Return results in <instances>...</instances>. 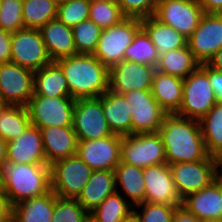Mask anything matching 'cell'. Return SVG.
Listing matches in <instances>:
<instances>
[{
	"instance_id": "ffe728a7",
	"label": "cell",
	"mask_w": 222,
	"mask_h": 222,
	"mask_svg": "<svg viewBox=\"0 0 222 222\" xmlns=\"http://www.w3.org/2000/svg\"><path fill=\"white\" fill-rule=\"evenodd\" d=\"M182 204L201 221L222 220V180L218 177L209 186L188 195Z\"/></svg>"
},
{
	"instance_id": "2e32d148",
	"label": "cell",
	"mask_w": 222,
	"mask_h": 222,
	"mask_svg": "<svg viewBox=\"0 0 222 222\" xmlns=\"http://www.w3.org/2000/svg\"><path fill=\"white\" fill-rule=\"evenodd\" d=\"M121 137H107L78 141L76 155L92 170H114L120 163Z\"/></svg>"
},
{
	"instance_id": "44dd1931",
	"label": "cell",
	"mask_w": 222,
	"mask_h": 222,
	"mask_svg": "<svg viewBox=\"0 0 222 222\" xmlns=\"http://www.w3.org/2000/svg\"><path fill=\"white\" fill-rule=\"evenodd\" d=\"M47 165L76 155L78 139L72 126L41 128Z\"/></svg>"
},
{
	"instance_id": "b9f144b4",
	"label": "cell",
	"mask_w": 222,
	"mask_h": 222,
	"mask_svg": "<svg viewBox=\"0 0 222 222\" xmlns=\"http://www.w3.org/2000/svg\"><path fill=\"white\" fill-rule=\"evenodd\" d=\"M159 0H116L126 17L145 18L154 16Z\"/></svg>"
},
{
	"instance_id": "6f0895ef",
	"label": "cell",
	"mask_w": 222,
	"mask_h": 222,
	"mask_svg": "<svg viewBox=\"0 0 222 222\" xmlns=\"http://www.w3.org/2000/svg\"><path fill=\"white\" fill-rule=\"evenodd\" d=\"M216 158H222V152Z\"/></svg>"
},
{
	"instance_id": "52a82bcc",
	"label": "cell",
	"mask_w": 222,
	"mask_h": 222,
	"mask_svg": "<svg viewBox=\"0 0 222 222\" xmlns=\"http://www.w3.org/2000/svg\"><path fill=\"white\" fill-rule=\"evenodd\" d=\"M120 162L143 169L167 163L160 134L138 133L121 137Z\"/></svg>"
},
{
	"instance_id": "f1b7e54d",
	"label": "cell",
	"mask_w": 222,
	"mask_h": 222,
	"mask_svg": "<svg viewBox=\"0 0 222 222\" xmlns=\"http://www.w3.org/2000/svg\"><path fill=\"white\" fill-rule=\"evenodd\" d=\"M141 27L156 46L157 54L187 46V38L177 30L161 23L154 16L141 18Z\"/></svg>"
},
{
	"instance_id": "680465c9",
	"label": "cell",
	"mask_w": 222,
	"mask_h": 222,
	"mask_svg": "<svg viewBox=\"0 0 222 222\" xmlns=\"http://www.w3.org/2000/svg\"><path fill=\"white\" fill-rule=\"evenodd\" d=\"M3 105V102L1 101V99H0V107Z\"/></svg>"
},
{
	"instance_id": "7bdbcfd3",
	"label": "cell",
	"mask_w": 222,
	"mask_h": 222,
	"mask_svg": "<svg viewBox=\"0 0 222 222\" xmlns=\"http://www.w3.org/2000/svg\"><path fill=\"white\" fill-rule=\"evenodd\" d=\"M12 33L0 29V64L11 61Z\"/></svg>"
},
{
	"instance_id": "836d02e7",
	"label": "cell",
	"mask_w": 222,
	"mask_h": 222,
	"mask_svg": "<svg viewBox=\"0 0 222 222\" xmlns=\"http://www.w3.org/2000/svg\"><path fill=\"white\" fill-rule=\"evenodd\" d=\"M121 190L109 195L89 216L94 222H121L131 212L133 206L121 196Z\"/></svg>"
},
{
	"instance_id": "7402d4cb",
	"label": "cell",
	"mask_w": 222,
	"mask_h": 222,
	"mask_svg": "<svg viewBox=\"0 0 222 222\" xmlns=\"http://www.w3.org/2000/svg\"><path fill=\"white\" fill-rule=\"evenodd\" d=\"M39 31L52 61L77 54L72 27L56 18L43 25Z\"/></svg>"
},
{
	"instance_id": "e575fe53",
	"label": "cell",
	"mask_w": 222,
	"mask_h": 222,
	"mask_svg": "<svg viewBox=\"0 0 222 222\" xmlns=\"http://www.w3.org/2000/svg\"><path fill=\"white\" fill-rule=\"evenodd\" d=\"M124 60L157 67L159 55L156 46L142 27L136 32L132 43L125 49Z\"/></svg>"
},
{
	"instance_id": "c3c4849f",
	"label": "cell",
	"mask_w": 222,
	"mask_h": 222,
	"mask_svg": "<svg viewBox=\"0 0 222 222\" xmlns=\"http://www.w3.org/2000/svg\"><path fill=\"white\" fill-rule=\"evenodd\" d=\"M209 67L222 72V48L218 50L206 63Z\"/></svg>"
},
{
	"instance_id": "9f6ffc18",
	"label": "cell",
	"mask_w": 222,
	"mask_h": 222,
	"mask_svg": "<svg viewBox=\"0 0 222 222\" xmlns=\"http://www.w3.org/2000/svg\"><path fill=\"white\" fill-rule=\"evenodd\" d=\"M57 4L63 2L64 0H54Z\"/></svg>"
},
{
	"instance_id": "bcb514c9",
	"label": "cell",
	"mask_w": 222,
	"mask_h": 222,
	"mask_svg": "<svg viewBox=\"0 0 222 222\" xmlns=\"http://www.w3.org/2000/svg\"><path fill=\"white\" fill-rule=\"evenodd\" d=\"M0 222H12V205L5 194H0Z\"/></svg>"
},
{
	"instance_id": "8fae6325",
	"label": "cell",
	"mask_w": 222,
	"mask_h": 222,
	"mask_svg": "<svg viewBox=\"0 0 222 222\" xmlns=\"http://www.w3.org/2000/svg\"><path fill=\"white\" fill-rule=\"evenodd\" d=\"M11 62L33 72L52 62L39 29L24 28L12 33Z\"/></svg>"
},
{
	"instance_id": "d6a6232c",
	"label": "cell",
	"mask_w": 222,
	"mask_h": 222,
	"mask_svg": "<svg viewBox=\"0 0 222 222\" xmlns=\"http://www.w3.org/2000/svg\"><path fill=\"white\" fill-rule=\"evenodd\" d=\"M57 5L54 0H23L24 28L40 29L49 21L56 19Z\"/></svg>"
},
{
	"instance_id": "7a4b0ae2",
	"label": "cell",
	"mask_w": 222,
	"mask_h": 222,
	"mask_svg": "<svg viewBox=\"0 0 222 222\" xmlns=\"http://www.w3.org/2000/svg\"><path fill=\"white\" fill-rule=\"evenodd\" d=\"M56 62L63 70L73 99L100 97L109 90V68L94 55L77 53Z\"/></svg>"
},
{
	"instance_id": "5bb4252c",
	"label": "cell",
	"mask_w": 222,
	"mask_h": 222,
	"mask_svg": "<svg viewBox=\"0 0 222 222\" xmlns=\"http://www.w3.org/2000/svg\"><path fill=\"white\" fill-rule=\"evenodd\" d=\"M34 72L13 62L0 64V99L3 104L26 106L34 94Z\"/></svg>"
},
{
	"instance_id": "e0dca14e",
	"label": "cell",
	"mask_w": 222,
	"mask_h": 222,
	"mask_svg": "<svg viewBox=\"0 0 222 222\" xmlns=\"http://www.w3.org/2000/svg\"><path fill=\"white\" fill-rule=\"evenodd\" d=\"M156 68L123 60L109 68V90L123 94L133 90H151Z\"/></svg>"
},
{
	"instance_id": "83f0119b",
	"label": "cell",
	"mask_w": 222,
	"mask_h": 222,
	"mask_svg": "<svg viewBox=\"0 0 222 222\" xmlns=\"http://www.w3.org/2000/svg\"><path fill=\"white\" fill-rule=\"evenodd\" d=\"M143 168L120 162L114 169L116 188H122V194L132 206L145 202V182ZM118 186V187H117ZM130 199V200H129Z\"/></svg>"
},
{
	"instance_id": "8d00e7d4",
	"label": "cell",
	"mask_w": 222,
	"mask_h": 222,
	"mask_svg": "<svg viewBox=\"0 0 222 222\" xmlns=\"http://www.w3.org/2000/svg\"><path fill=\"white\" fill-rule=\"evenodd\" d=\"M72 31L77 53L93 55L102 29L88 19L72 27Z\"/></svg>"
},
{
	"instance_id": "f35d334b",
	"label": "cell",
	"mask_w": 222,
	"mask_h": 222,
	"mask_svg": "<svg viewBox=\"0 0 222 222\" xmlns=\"http://www.w3.org/2000/svg\"><path fill=\"white\" fill-rule=\"evenodd\" d=\"M89 213L77 202L76 198L57 196L54 203L52 222H85Z\"/></svg>"
},
{
	"instance_id": "74e56055",
	"label": "cell",
	"mask_w": 222,
	"mask_h": 222,
	"mask_svg": "<svg viewBox=\"0 0 222 222\" xmlns=\"http://www.w3.org/2000/svg\"><path fill=\"white\" fill-rule=\"evenodd\" d=\"M91 0H64L57 5V19L65 25L74 27L89 19Z\"/></svg>"
},
{
	"instance_id": "ee69618b",
	"label": "cell",
	"mask_w": 222,
	"mask_h": 222,
	"mask_svg": "<svg viewBox=\"0 0 222 222\" xmlns=\"http://www.w3.org/2000/svg\"><path fill=\"white\" fill-rule=\"evenodd\" d=\"M208 78L217 102L222 103V72L208 66Z\"/></svg>"
},
{
	"instance_id": "ac0fdd59",
	"label": "cell",
	"mask_w": 222,
	"mask_h": 222,
	"mask_svg": "<svg viewBox=\"0 0 222 222\" xmlns=\"http://www.w3.org/2000/svg\"><path fill=\"white\" fill-rule=\"evenodd\" d=\"M145 202L178 206L182 200L177 193L167 163L144 168Z\"/></svg>"
},
{
	"instance_id": "11a10c76",
	"label": "cell",
	"mask_w": 222,
	"mask_h": 222,
	"mask_svg": "<svg viewBox=\"0 0 222 222\" xmlns=\"http://www.w3.org/2000/svg\"><path fill=\"white\" fill-rule=\"evenodd\" d=\"M85 222H94L93 219L89 216Z\"/></svg>"
},
{
	"instance_id": "816d5d0a",
	"label": "cell",
	"mask_w": 222,
	"mask_h": 222,
	"mask_svg": "<svg viewBox=\"0 0 222 222\" xmlns=\"http://www.w3.org/2000/svg\"><path fill=\"white\" fill-rule=\"evenodd\" d=\"M0 194H5L4 181H3V176H2L1 167H0Z\"/></svg>"
},
{
	"instance_id": "30bf717a",
	"label": "cell",
	"mask_w": 222,
	"mask_h": 222,
	"mask_svg": "<svg viewBox=\"0 0 222 222\" xmlns=\"http://www.w3.org/2000/svg\"><path fill=\"white\" fill-rule=\"evenodd\" d=\"M72 127L78 141L94 140L113 134L104 116L102 96L76 100Z\"/></svg>"
},
{
	"instance_id": "7dc6e473",
	"label": "cell",
	"mask_w": 222,
	"mask_h": 222,
	"mask_svg": "<svg viewBox=\"0 0 222 222\" xmlns=\"http://www.w3.org/2000/svg\"><path fill=\"white\" fill-rule=\"evenodd\" d=\"M204 13H219L222 10V0H198Z\"/></svg>"
},
{
	"instance_id": "d6986e66",
	"label": "cell",
	"mask_w": 222,
	"mask_h": 222,
	"mask_svg": "<svg viewBox=\"0 0 222 222\" xmlns=\"http://www.w3.org/2000/svg\"><path fill=\"white\" fill-rule=\"evenodd\" d=\"M6 162L47 164L41 130L30 124L19 137L7 142Z\"/></svg>"
},
{
	"instance_id": "d590c367",
	"label": "cell",
	"mask_w": 222,
	"mask_h": 222,
	"mask_svg": "<svg viewBox=\"0 0 222 222\" xmlns=\"http://www.w3.org/2000/svg\"><path fill=\"white\" fill-rule=\"evenodd\" d=\"M126 16L116 0H93L90 2L89 20L102 30L119 24Z\"/></svg>"
},
{
	"instance_id": "5b68a950",
	"label": "cell",
	"mask_w": 222,
	"mask_h": 222,
	"mask_svg": "<svg viewBox=\"0 0 222 222\" xmlns=\"http://www.w3.org/2000/svg\"><path fill=\"white\" fill-rule=\"evenodd\" d=\"M140 28V18L126 17L119 24L103 29L93 55L108 68L120 63Z\"/></svg>"
},
{
	"instance_id": "f6af8a7d",
	"label": "cell",
	"mask_w": 222,
	"mask_h": 222,
	"mask_svg": "<svg viewBox=\"0 0 222 222\" xmlns=\"http://www.w3.org/2000/svg\"><path fill=\"white\" fill-rule=\"evenodd\" d=\"M172 222H201L183 204L175 206Z\"/></svg>"
},
{
	"instance_id": "cb8c5ba5",
	"label": "cell",
	"mask_w": 222,
	"mask_h": 222,
	"mask_svg": "<svg viewBox=\"0 0 222 222\" xmlns=\"http://www.w3.org/2000/svg\"><path fill=\"white\" fill-rule=\"evenodd\" d=\"M102 106L109 129L113 134H132L131 108L123 94L107 90L102 95Z\"/></svg>"
},
{
	"instance_id": "db71d44e",
	"label": "cell",
	"mask_w": 222,
	"mask_h": 222,
	"mask_svg": "<svg viewBox=\"0 0 222 222\" xmlns=\"http://www.w3.org/2000/svg\"><path fill=\"white\" fill-rule=\"evenodd\" d=\"M201 222H222V220L208 219V220H203Z\"/></svg>"
},
{
	"instance_id": "3957f363",
	"label": "cell",
	"mask_w": 222,
	"mask_h": 222,
	"mask_svg": "<svg viewBox=\"0 0 222 222\" xmlns=\"http://www.w3.org/2000/svg\"><path fill=\"white\" fill-rule=\"evenodd\" d=\"M5 195L11 205L51 190L50 166L6 162L1 166Z\"/></svg>"
},
{
	"instance_id": "f907efd6",
	"label": "cell",
	"mask_w": 222,
	"mask_h": 222,
	"mask_svg": "<svg viewBox=\"0 0 222 222\" xmlns=\"http://www.w3.org/2000/svg\"><path fill=\"white\" fill-rule=\"evenodd\" d=\"M121 222H140L138 216L133 211L127 217H125Z\"/></svg>"
},
{
	"instance_id": "d4e9b609",
	"label": "cell",
	"mask_w": 222,
	"mask_h": 222,
	"mask_svg": "<svg viewBox=\"0 0 222 222\" xmlns=\"http://www.w3.org/2000/svg\"><path fill=\"white\" fill-rule=\"evenodd\" d=\"M151 94L157 103L168 113H176L183 99V79L155 71Z\"/></svg>"
},
{
	"instance_id": "8992f818",
	"label": "cell",
	"mask_w": 222,
	"mask_h": 222,
	"mask_svg": "<svg viewBox=\"0 0 222 222\" xmlns=\"http://www.w3.org/2000/svg\"><path fill=\"white\" fill-rule=\"evenodd\" d=\"M169 168L181 200L209 186L219 177L218 161L210 155L200 161L169 164Z\"/></svg>"
},
{
	"instance_id": "1f68e13d",
	"label": "cell",
	"mask_w": 222,
	"mask_h": 222,
	"mask_svg": "<svg viewBox=\"0 0 222 222\" xmlns=\"http://www.w3.org/2000/svg\"><path fill=\"white\" fill-rule=\"evenodd\" d=\"M199 123L207 153L217 157L222 152V103L217 102Z\"/></svg>"
},
{
	"instance_id": "ab89813d",
	"label": "cell",
	"mask_w": 222,
	"mask_h": 222,
	"mask_svg": "<svg viewBox=\"0 0 222 222\" xmlns=\"http://www.w3.org/2000/svg\"><path fill=\"white\" fill-rule=\"evenodd\" d=\"M23 0H0V29L14 33L24 29Z\"/></svg>"
},
{
	"instance_id": "4dcf8cb0",
	"label": "cell",
	"mask_w": 222,
	"mask_h": 222,
	"mask_svg": "<svg viewBox=\"0 0 222 222\" xmlns=\"http://www.w3.org/2000/svg\"><path fill=\"white\" fill-rule=\"evenodd\" d=\"M31 124L26 106L3 104L0 107V137L9 142Z\"/></svg>"
},
{
	"instance_id": "4fadbf2b",
	"label": "cell",
	"mask_w": 222,
	"mask_h": 222,
	"mask_svg": "<svg viewBox=\"0 0 222 222\" xmlns=\"http://www.w3.org/2000/svg\"><path fill=\"white\" fill-rule=\"evenodd\" d=\"M131 108L132 134L158 132L168 114L155 100L151 90L123 93Z\"/></svg>"
},
{
	"instance_id": "277c9868",
	"label": "cell",
	"mask_w": 222,
	"mask_h": 222,
	"mask_svg": "<svg viewBox=\"0 0 222 222\" xmlns=\"http://www.w3.org/2000/svg\"><path fill=\"white\" fill-rule=\"evenodd\" d=\"M216 103V96L208 78V65L202 63L183 79L182 104L175 114L200 120Z\"/></svg>"
},
{
	"instance_id": "6da1fadb",
	"label": "cell",
	"mask_w": 222,
	"mask_h": 222,
	"mask_svg": "<svg viewBox=\"0 0 222 222\" xmlns=\"http://www.w3.org/2000/svg\"><path fill=\"white\" fill-rule=\"evenodd\" d=\"M167 164L194 162L206 159L207 153L199 120L177 114H167L158 131Z\"/></svg>"
},
{
	"instance_id": "9c48e42d",
	"label": "cell",
	"mask_w": 222,
	"mask_h": 222,
	"mask_svg": "<svg viewBox=\"0 0 222 222\" xmlns=\"http://www.w3.org/2000/svg\"><path fill=\"white\" fill-rule=\"evenodd\" d=\"M93 170L77 155L50 165L51 190L59 197L77 198Z\"/></svg>"
},
{
	"instance_id": "60d3db41",
	"label": "cell",
	"mask_w": 222,
	"mask_h": 222,
	"mask_svg": "<svg viewBox=\"0 0 222 222\" xmlns=\"http://www.w3.org/2000/svg\"><path fill=\"white\" fill-rule=\"evenodd\" d=\"M138 208H141L142 212ZM174 208L175 206L167 204L143 202L133 206V211L140 222H172Z\"/></svg>"
},
{
	"instance_id": "9a60e30c",
	"label": "cell",
	"mask_w": 222,
	"mask_h": 222,
	"mask_svg": "<svg viewBox=\"0 0 222 222\" xmlns=\"http://www.w3.org/2000/svg\"><path fill=\"white\" fill-rule=\"evenodd\" d=\"M187 45L200 64L207 63L222 48V15L204 13Z\"/></svg>"
},
{
	"instance_id": "f5cc1de1",
	"label": "cell",
	"mask_w": 222,
	"mask_h": 222,
	"mask_svg": "<svg viewBox=\"0 0 222 222\" xmlns=\"http://www.w3.org/2000/svg\"><path fill=\"white\" fill-rule=\"evenodd\" d=\"M218 161V168H222V158H216ZM221 170V171H220ZM218 172L219 178L222 180V169H220ZM221 172V173H220Z\"/></svg>"
},
{
	"instance_id": "681fc988",
	"label": "cell",
	"mask_w": 222,
	"mask_h": 222,
	"mask_svg": "<svg viewBox=\"0 0 222 222\" xmlns=\"http://www.w3.org/2000/svg\"><path fill=\"white\" fill-rule=\"evenodd\" d=\"M7 160V141L0 137V167L6 163Z\"/></svg>"
},
{
	"instance_id": "f546056e",
	"label": "cell",
	"mask_w": 222,
	"mask_h": 222,
	"mask_svg": "<svg viewBox=\"0 0 222 222\" xmlns=\"http://www.w3.org/2000/svg\"><path fill=\"white\" fill-rule=\"evenodd\" d=\"M199 65L200 63L194 58L187 45L159 55V62L156 70L164 74L184 79Z\"/></svg>"
},
{
	"instance_id": "484cf974",
	"label": "cell",
	"mask_w": 222,
	"mask_h": 222,
	"mask_svg": "<svg viewBox=\"0 0 222 222\" xmlns=\"http://www.w3.org/2000/svg\"><path fill=\"white\" fill-rule=\"evenodd\" d=\"M56 198L50 190L44 195L16 203L12 206V222H52Z\"/></svg>"
},
{
	"instance_id": "603a6c76",
	"label": "cell",
	"mask_w": 222,
	"mask_h": 222,
	"mask_svg": "<svg viewBox=\"0 0 222 222\" xmlns=\"http://www.w3.org/2000/svg\"><path fill=\"white\" fill-rule=\"evenodd\" d=\"M116 191L114 170H93L76 200L90 214Z\"/></svg>"
},
{
	"instance_id": "ba28073f",
	"label": "cell",
	"mask_w": 222,
	"mask_h": 222,
	"mask_svg": "<svg viewBox=\"0 0 222 222\" xmlns=\"http://www.w3.org/2000/svg\"><path fill=\"white\" fill-rule=\"evenodd\" d=\"M76 100L72 97H45L33 95L26 108L29 119L35 127L72 126L73 110Z\"/></svg>"
},
{
	"instance_id": "7c38bea8",
	"label": "cell",
	"mask_w": 222,
	"mask_h": 222,
	"mask_svg": "<svg viewBox=\"0 0 222 222\" xmlns=\"http://www.w3.org/2000/svg\"><path fill=\"white\" fill-rule=\"evenodd\" d=\"M204 11L198 0H159L154 17L187 39L200 23Z\"/></svg>"
},
{
	"instance_id": "4316f807",
	"label": "cell",
	"mask_w": 222,
	"mask_h": 222,
	"mask_svg": "<svg viewBox=\"0 0 222 222\" xmlns=\"http://www.w3.org/2000/svg\"><path fill=\"white\" fill-rule=\"evenodd\" d=\"M34 94L45 97H71L61 66L52 61L34 72Z\"/></svg>"
}]
</instances>
